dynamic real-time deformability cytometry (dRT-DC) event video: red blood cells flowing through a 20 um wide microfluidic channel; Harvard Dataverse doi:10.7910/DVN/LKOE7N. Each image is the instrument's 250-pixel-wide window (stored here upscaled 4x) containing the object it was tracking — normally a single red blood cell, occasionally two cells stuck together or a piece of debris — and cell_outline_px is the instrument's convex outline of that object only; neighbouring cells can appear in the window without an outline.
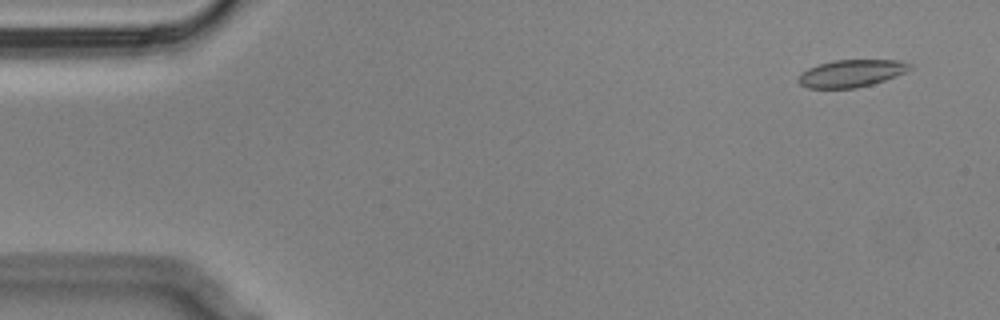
{"species": "Egyptian fruit bat (a non-hibernating species)", "species_latin": "Rousettus aegyptiacus", "temperature_condition": "cold", "stored_images_in_passage": 59, "camera_frame_rate_fps": 3000, "um_per_image_px": 0.085, "animal": {"sex": "male"}, "frame": {"image": 1, "passage_image": 4, "time_ms": 1.0, "image_size_px": [1000, 320], "cell_outline_px": [[912, 68], [896, 76], [872, 84], [856, 88], [808, 88], [800, 84], [796, 80], [808, 68], [832, 60], [900, 60], [912, 64]], "centroid_in_image_um": [72.38, 6.23], "position_along_channel_um": 12.6, "area_um2": 17.63}}
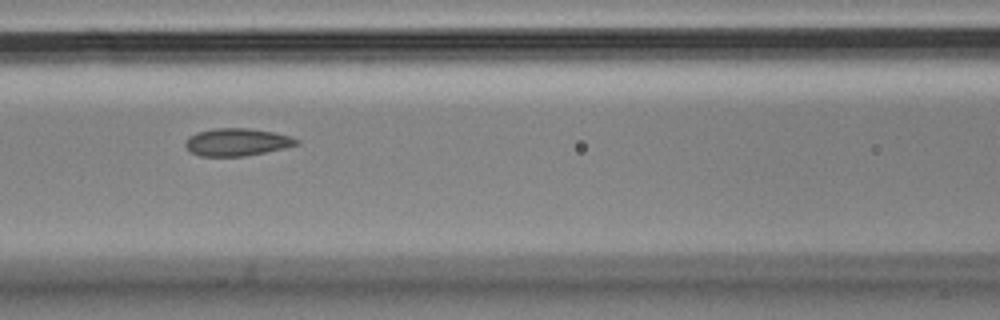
{"frame": {"image": 2, "passage_image": 25, "time_ms": 8.0, "image_size_px": [1000, 320], "cell_outline_px": [[300, 144], [284, 148], [244, 156], [200, 156], [192, 152], [184, 144], [188, 136], [196, 132], [216, 128], [248, 128], [272, 132], [292, 136], [300, 140]], "centroid_in_image_um": [20.15, 12.07], "position_along_channel_um": 146.4, "area_um2": 17.8}}
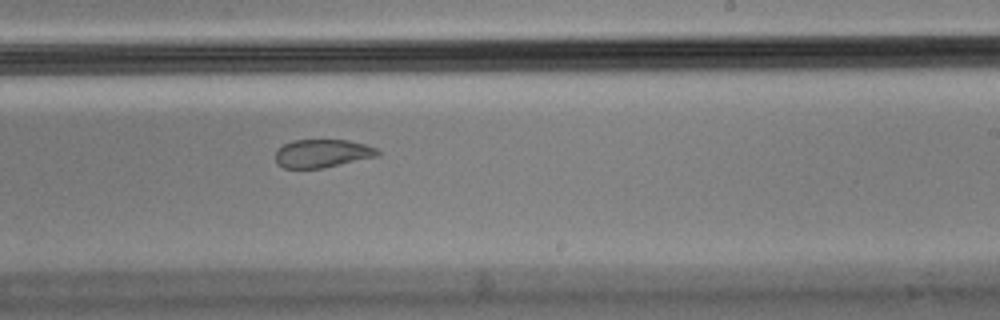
{"frame": {"image": 3, "passage_image": 35, "time_ms": 11.333, "image_size_px": [1000, 320], "cell_outline_px": [[380, 156], [320, 168], [284, 168], [276, 164], [276, 148], [292, 140], [348, 140], [364, 144], [376, 148], [380, 152]], "centroid_in_image_um": [27.38, 13.03], "position_along_channel_um": 261.6, "area_um2": 16.82}, "authors_computed_cell_mechanics": {"area_um2": 18.4382, "velocity_mm_per_s": 3.468, "shape_relaxation_time_tau1_ms": null, "shape_relaxation_time_tau2_ms": 1.3983, "deformation_change_tau1": null, "deformation_change_tau2": 0.0525}}